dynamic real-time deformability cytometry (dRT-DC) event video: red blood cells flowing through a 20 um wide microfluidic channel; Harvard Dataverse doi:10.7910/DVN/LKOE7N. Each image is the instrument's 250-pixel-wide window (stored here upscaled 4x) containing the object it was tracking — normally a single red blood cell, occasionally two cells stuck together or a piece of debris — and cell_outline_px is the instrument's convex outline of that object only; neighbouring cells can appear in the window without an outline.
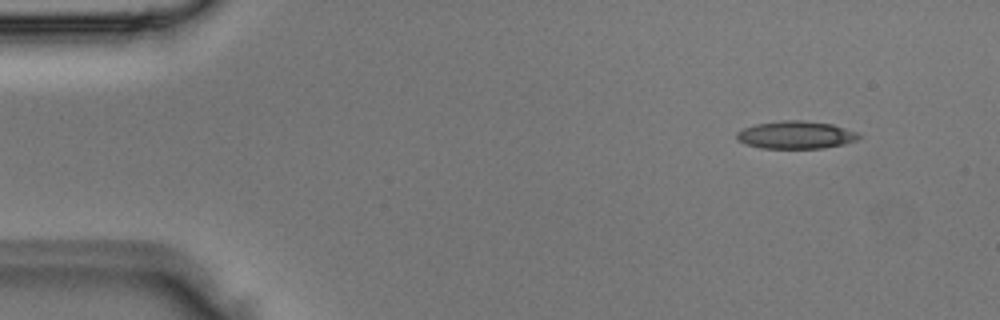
{"species": "Egyptian fruit bat (a non-hibernating species)", "species_latin": "Rousettus aegyptiacus", "temperature_condition": "room temperature", "stored_images_in_passage": 4, "segment_of_instrument_passage": [2, 2], "camera_frame_rate_fps": 3000, "um_per_image_px": 0.085, "animal": {"sex": "male"}, "frame": {"image": 1, "passage_image": 4, "time_ms": 1.0, "image_size_px": [1000, 320], "cell_outline_px": [[860, 136], [856, 140], [844, 144], [824, 148], [760, 148], [744, 144], [736, 140], [736, 132], [744, 128], [756, 124], [784, 120], [800, 120], [832, 124], [856, 132]], "centroid_in_image_um": [67.6, 11.47], "position_along_channel_um": 17.4, "area_um2": 19.65}}